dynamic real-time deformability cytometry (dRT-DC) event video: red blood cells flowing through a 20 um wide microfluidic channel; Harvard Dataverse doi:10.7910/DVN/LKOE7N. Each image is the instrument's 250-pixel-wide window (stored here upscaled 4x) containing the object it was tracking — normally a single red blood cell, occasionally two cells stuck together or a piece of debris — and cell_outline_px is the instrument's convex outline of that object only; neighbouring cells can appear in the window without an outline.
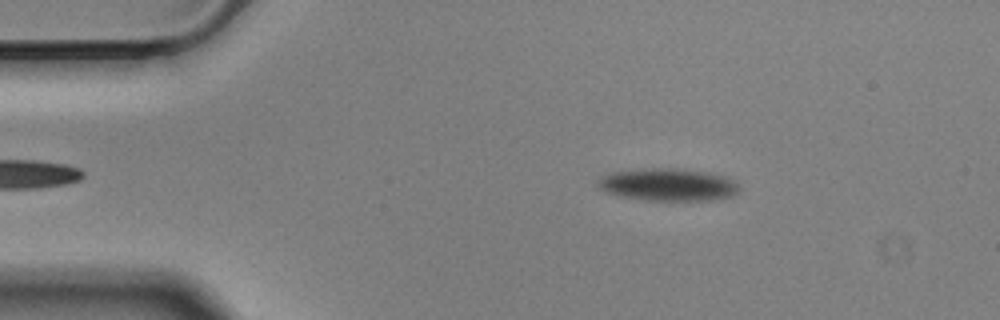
{"species": "Egyptian fruit bat (a non-hibernating species)", "species_latin": "Rousettus aegyptiacus", "temperature_condition": "cold", "stored_images_in_passage": 54, "camera_frame_rate_fps": 3000, "um_per_image_px": 0.085, "animal": {"sex": "male"}, "frame": {"image": 1, "passage_image": 6, "time_ms": 1.667, "image_size_px": [1000, 320], "cell_outline_px": [[740, 192], [736, 196], [712, 200], [648, 200], [620, 196], [608, 192], [600, 188], [596, 184], [596, 180], [612, 172], [644, 168], [684, 168], [708, 172], [728, 176], [736, 180], [740, 184]], "centroid_in_image_um": [56.9, 15.68], "position_along_channel_um": 28.1, "area_um2": 27.28}}
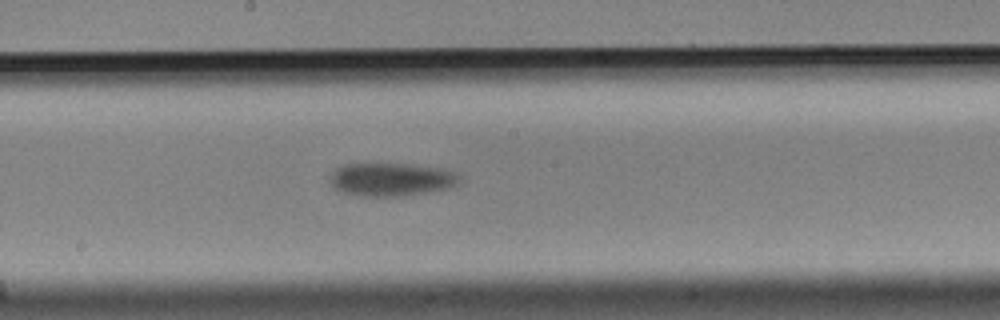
{"frame": {"image": 2, "passage_image": 27, "time_ms": 8.667, "image_size_px": [1000, 320], "cell_outline_px": [[460, 180], [456, 184], [444, 188], [424, 192], [396, 196], [360, 196], [340, 192], [332, 188], [328, 180], [332, 172], [336, 168], [344, 164], [408, 164], [444, 168], [456, 172], [460, 176]], "centroid_in_image_um": [33.18, 15.24], "position_along_channel_um": 215.0, "area_um2": 25.03}}
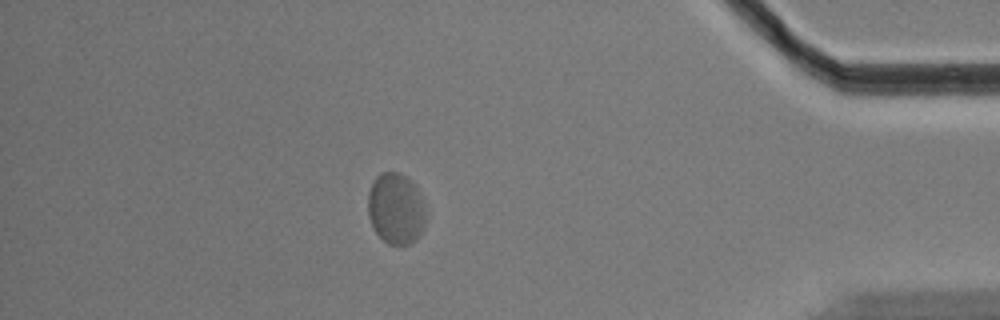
{"frame": {"image": 3, "passage_image": 47, "time_ms": 15.333, "image_size_px": [1000, 320], "cell_outline_px": [[428, 216], [424, 228], [420, 236], [412, 244], [388, 244], [376, 232], [368, 216], [368, 192], [372, 180], [380, 172], [400, 172], [412, 180], [424, 204]], "centroid_in_image_um": [33.67, 17.72], "position_along_channel_um": 401.5, "area_um2": 24.51}, "authors_computed_cell_mechanics": {"area_um2": 25.8655, "velocity_mm_per_s": 3.4237, "shape_relaxation_time_tau1_ms": null, "shape_relaxation_time_tau2_ms": 8.2461, "deformation_change_tau1": null, "deformation_change_tau2": 0.1196}}